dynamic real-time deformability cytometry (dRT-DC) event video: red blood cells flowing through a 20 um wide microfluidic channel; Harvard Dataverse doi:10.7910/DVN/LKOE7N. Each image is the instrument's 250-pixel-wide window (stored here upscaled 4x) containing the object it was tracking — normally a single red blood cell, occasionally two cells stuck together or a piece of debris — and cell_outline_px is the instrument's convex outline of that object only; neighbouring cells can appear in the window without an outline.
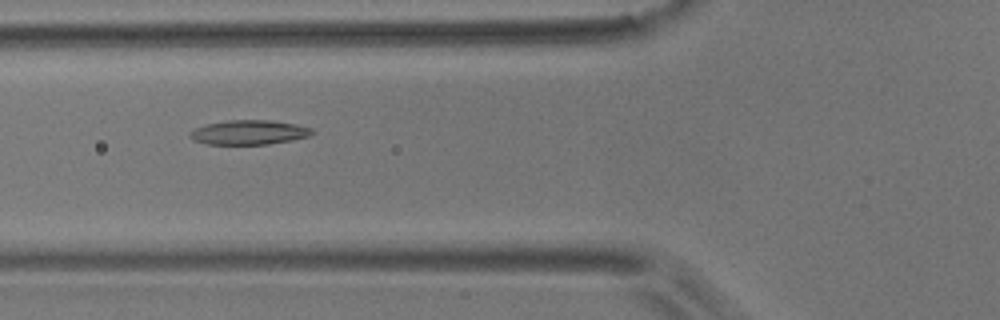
{"species": "common noctule bat (a hibernating species)", "species_latin": "Nyctalus noctula", "temperature_condition": "room temperature", "stored_images_in_passage": 3, "camera_frame_rate_fps": 3000, "um_per_image_px": 0.085, "animal": {"sex": "male", "body_mass_g": 17.9}, "frame": {"image": 1, "passage_image": 3, "time_ms": 2.333, "image_size_px": [1000, 320], "cell_outline_px": [[316, 132], [308, 136], [292, 140], [268, 144], [204, 144], [192, 140], [188, 136], [188, 132], [196, 128], [208, 124], [224, 120], [272, 120], [296, 124], [312, 128]], "centroid_in_image_um": [21.15, 11.25], "position_along_channel_um": 104.7, "area_um2": 17.57}}